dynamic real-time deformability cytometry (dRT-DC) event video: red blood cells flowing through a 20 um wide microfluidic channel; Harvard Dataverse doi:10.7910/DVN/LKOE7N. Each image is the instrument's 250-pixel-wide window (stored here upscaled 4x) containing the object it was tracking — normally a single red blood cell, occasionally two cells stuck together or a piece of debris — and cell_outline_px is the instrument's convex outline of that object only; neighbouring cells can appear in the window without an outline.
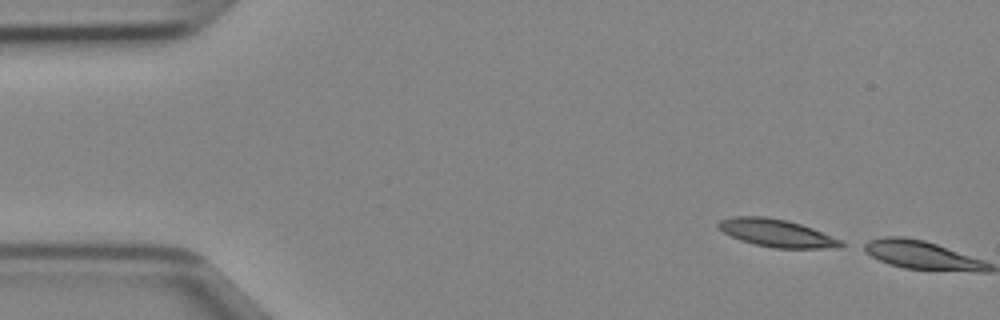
{"species": "Egyptian fruit bat (a non-hibernating species)", "species_latin": "Rousettus aegyptiacus", "temperature_condition": "cold", "stored_images_in_passage": 2, "camera_frame_rate_fps": 3000, "um_per_image_px": 0.085, "animal": {"sex": "female"}, "frame": {"image": 1, "passage_image": 1, "time_ms": 0.0, "image_size_px": [1000, 320], "cell_outline_px": [[848, 244], [840, 248], [772, 248], [740, 240], [724, 232], [716, 224], [720, 220], [732, 216], [764, 216], [788, 220], [812, 228], [840, 240]], "centroid_in_image_um": [66.04, 19.81], "position_along_channel_um": 19.0, "area_um2": 19.71}}